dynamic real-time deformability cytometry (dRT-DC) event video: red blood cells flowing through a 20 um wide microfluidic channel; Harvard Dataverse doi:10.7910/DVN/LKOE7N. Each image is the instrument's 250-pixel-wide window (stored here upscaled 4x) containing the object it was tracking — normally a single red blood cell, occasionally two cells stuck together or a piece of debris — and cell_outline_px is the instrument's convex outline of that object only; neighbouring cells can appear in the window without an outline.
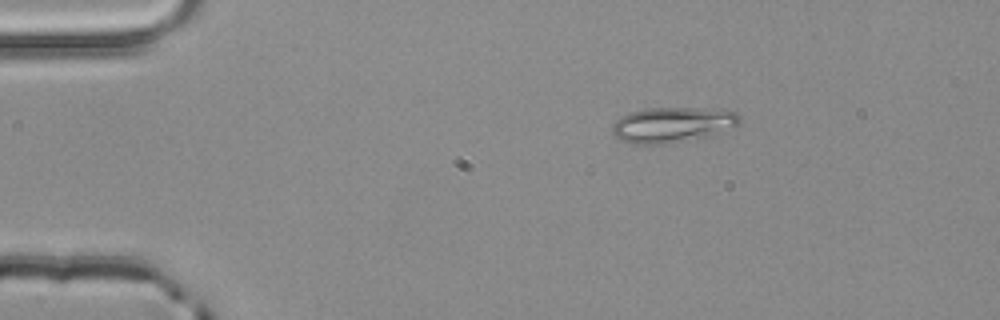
{"species": "common noctule bat (a hibernating species)", "species_latin": "Nyctalus noctula", "temperature_condition": "room temperature", "stored_images_in_passage": 4, "camera_frame_rate_fps": 3000, "um_per_image_px": 0.085, "animal": {"sex": "male", "body_mass_g": 20.4}, "frame": {"image": 1, "passage_image": 4, "time_ms": 1.0, "image_size_px": [1000, 320], "cell_outline_px": [[740, 120], [736, 128], [712, 136], [664, 144], [632, 144], [620, 140], [612, 136], [612, 124], [620, 116], [632, 112], [648, 108], [724, 108], [736, 112], [740, 116]], "centroid_in_image_um": [57.21, 10.61], "position_along_channel_um": 27.8, "area_um2": 26.93}}